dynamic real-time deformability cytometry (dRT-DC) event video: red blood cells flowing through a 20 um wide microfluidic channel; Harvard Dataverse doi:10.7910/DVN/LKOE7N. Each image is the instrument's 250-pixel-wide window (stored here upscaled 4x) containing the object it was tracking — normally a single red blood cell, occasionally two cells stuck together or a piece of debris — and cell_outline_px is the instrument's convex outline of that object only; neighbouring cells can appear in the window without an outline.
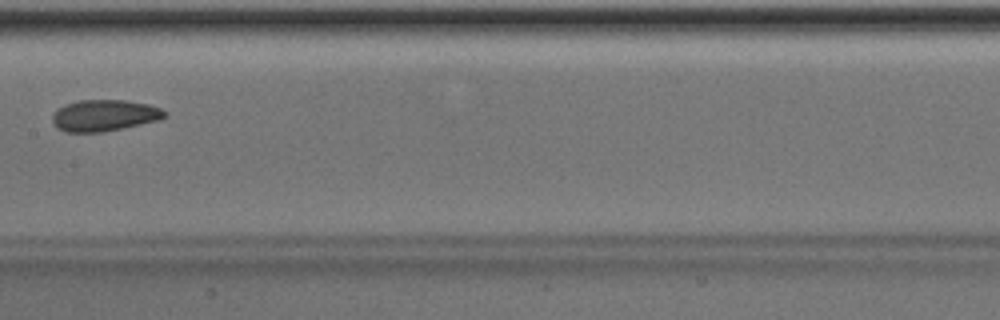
{"species": "Egyptian fruit bat (a non-hibernating species)", "species_latin": "Rousettus aegyptiacus", "temperature_condition": "room temperature", "stored_images_in_passage": 6, "camera_frame_rate_fps": 3000, "um_per_image_px": 0.085, "animal": {"sex": "male"}, "frame": {"image": 1, "passage_image": 5, "time_ms": 4.667, "image_size_px": [1000, 320], "cell_outline_px": [[168, 112], [160, 120], [104, 132], [64, 132], [56, 128], [52, 124], [52, 116], [64, 104], [80, 100], [128, 100], [148, 104], [160, 108]], "centroid_in_image_um": [8.86, 9.82], "position_along_channel_um": 198.5, "area_um2": 20.69}}